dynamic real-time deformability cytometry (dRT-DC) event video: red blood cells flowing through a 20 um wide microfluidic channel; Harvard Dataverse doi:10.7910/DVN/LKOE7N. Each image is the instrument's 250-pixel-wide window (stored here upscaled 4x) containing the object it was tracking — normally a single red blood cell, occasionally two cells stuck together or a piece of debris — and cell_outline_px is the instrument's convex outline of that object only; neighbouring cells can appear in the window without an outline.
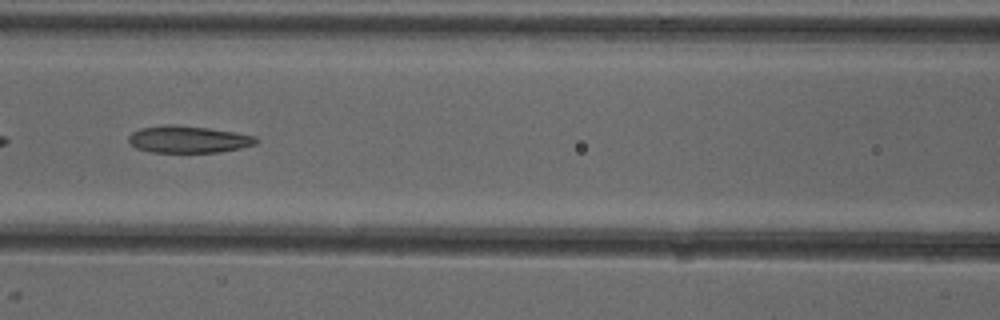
{"species": "common noctule bat (a hibernating species)", "species_latin": "Nyctalus noctula", "temperature_condition": "cold", "stored_images_in_passage": 7, "camera_frame_rate_fps": 3000, "um_per_image_px": 0.085, "animal": {"sex": "female"}, "frame": {"image": 1, "passage_image": 7, "time_ms": 7.0, "image_size_px": [1000, 320], "cell_outline_px": [[260, 140], [256, 144], [240, 148], [220, 152], [152, 152], [136, 148], [128, 140], [128, 136], [132, 132], [140, 128], [164, 124], [172, 124], [208, 128], [256, 136]], "centroid_in_image_um": [16.0, 11.84], "position_along_channel_um": 150.6, "area_um2": 20.06}}